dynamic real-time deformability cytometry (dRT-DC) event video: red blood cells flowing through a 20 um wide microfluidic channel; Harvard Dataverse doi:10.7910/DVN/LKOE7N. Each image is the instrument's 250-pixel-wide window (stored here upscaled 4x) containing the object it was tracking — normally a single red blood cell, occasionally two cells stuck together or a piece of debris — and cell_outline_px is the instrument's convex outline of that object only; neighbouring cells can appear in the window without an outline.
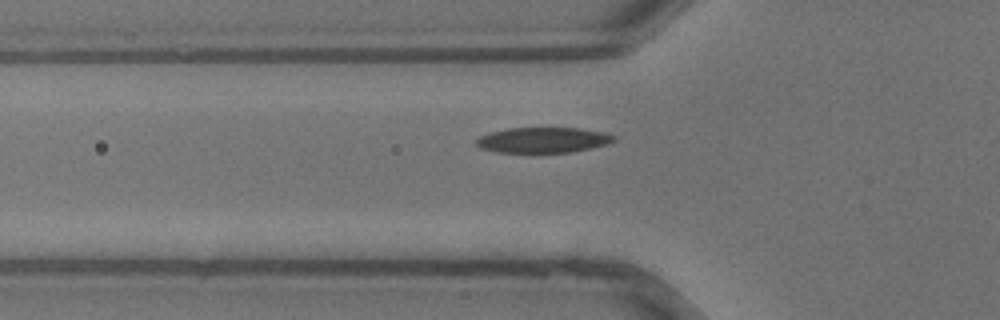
{"species": "common noctule bat (a hibernating species)", "species_latin": "Nyctalus noctula", "temperature_condition": "warm", "stored_images_in_passage": 29, "camera_frame_rate_fps": 3000, "um_per_image_px": 0.085, "animal": {"sex": "male", "body_mass_g": 13.3}, "frame": {"image": 1, "passage_image": 8, "time_ms": 2.333, "image_size_px": [1000, 320], "cell_outline_px": [[616, 140], [608, 144], [592, 148], [572, 152], [496, 152], [480, 148], [476, 144], [476, 140], [480, 136], [492, 132], [508, 128], [580, 128], [604, 132], [616, 136]], "centroid_in_image_um": [46.2, 11.9], "position_along_channel_um": 79.6, "area_um2": 20.4}}
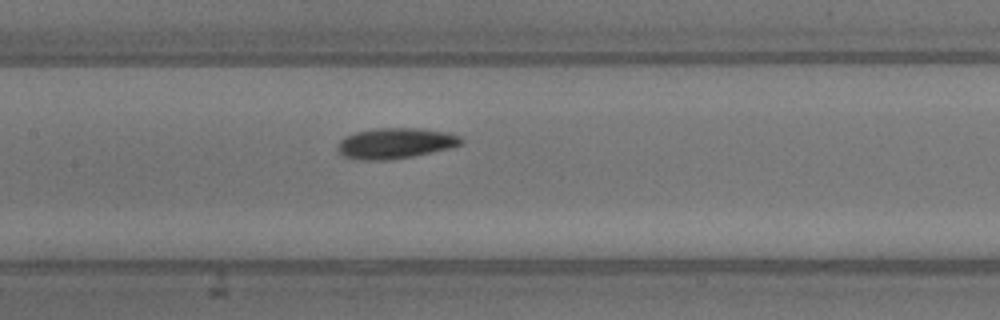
{"frame": {"image": 2, "passage_image": 13, "time_ms": 4.0, "image_size_px": [1000, 320], "cell_outline_px": [[464, 144], [452, 148], [412, 156], [388, 160], [356, 160], [344, 156], [336, 152], [336, 148], [340, 140], [344, 136], [356, 132], [376, 128], [420, 128], [448, 132], [460, 136], [464, 140]], "centroid_in_image_um": [33.61, 12.18], "position_along_channel_um": 173.8, "area_um2": 22.43}}
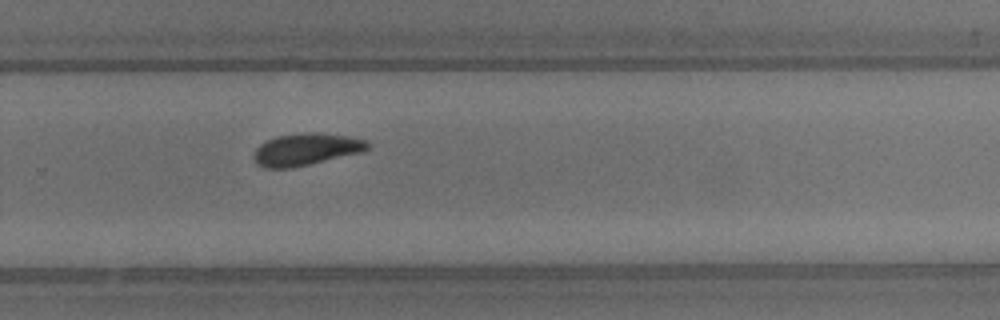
{"frame": {"image": 3, "passage_image": 20, "time_ms": 6.333, "image_size_px": [1000, 320], "cell_outline_px": [[368, 148], [364, 152], [292, 168], [264, 168], [256, 164], [252, 160], [252, 156], [256, 148], [260, 144], [276, 136], [304, 132], [320, 132], [348, 136], [368, 140]], "centroid_in_image_um": [26.0, 12.7], "position_along_channel_um": 303.8, "area_um2": 21.62}}